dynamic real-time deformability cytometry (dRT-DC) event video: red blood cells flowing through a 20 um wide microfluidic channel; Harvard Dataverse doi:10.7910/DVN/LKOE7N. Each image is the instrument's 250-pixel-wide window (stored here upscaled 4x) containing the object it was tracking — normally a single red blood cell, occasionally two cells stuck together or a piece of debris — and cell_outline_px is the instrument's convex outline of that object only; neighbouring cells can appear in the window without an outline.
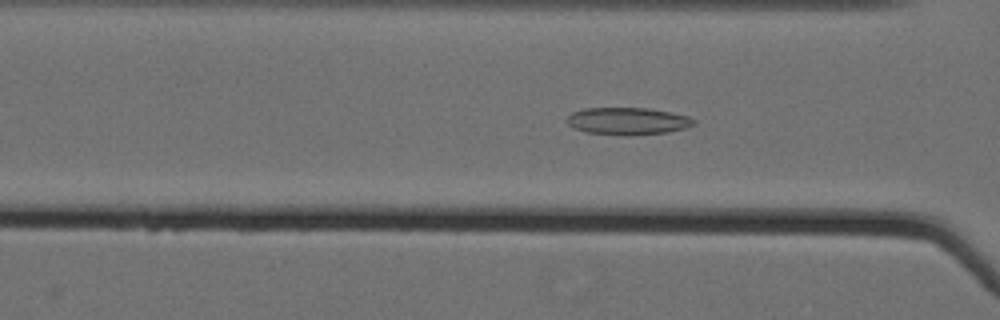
{"species": "Egyptian fruit bat (a non-hibernating species)", "species_latin": "Rousettus aegyptiacus", "temperature_condition": "cold", "stored_images_in_passage": 62, "camera_frame_rate_fps": 3000, "um_per_image_px": 0.085, "animal": {"sex": "female"}, "frame": {"image": 1, "passage_image": 30, "time_ms": 9.667, "image_size_px": [1000, 320], "cell_outline_px": [[696, 124], [684, 128], [668, 132], [628, 136], [624, 136], [588, 132], [572, 128], [564, 120], [572, 112], [584, 108], [648, 108], [688, 116], [696, 120]], "centroid_in_image_um": [53.32, 10.3], "position_along_channel_um": 113.3, "area_um2": 20.29}}
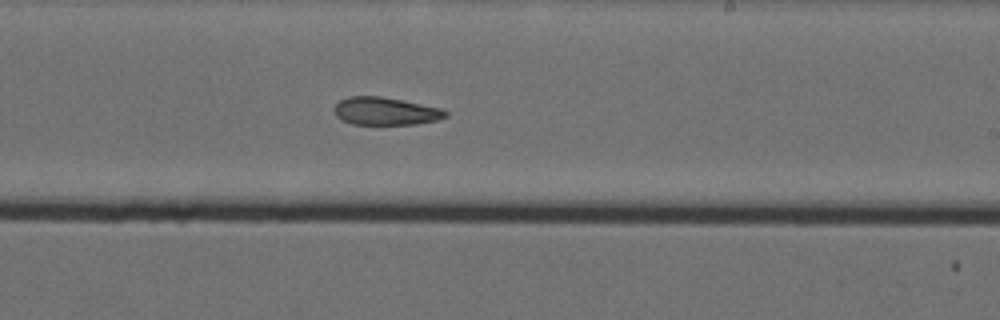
{"frame": {"image": 2, "passage_image": 42, "time_ms": 13.667, "image_size_px": [1000, 320], "cell_outline_px": [[448, 116], [436, 120], [416, 124], [352, 124], [340, 120], [336, 116], [336, 104], [340, 100], [348, 96], [380, 96], [444, 108], [448, 112]], "centroid_in_image_um": [32.8, 9.45], "position_along_channel_um": 256.2, "area_um2": 18.03}}
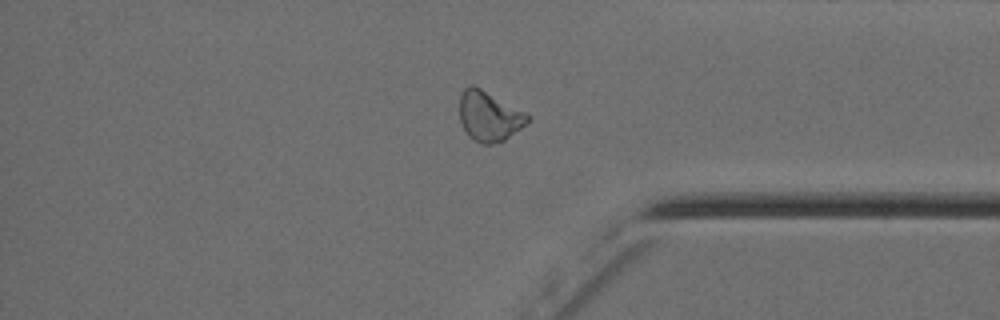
{"frame": {"image": 3, "passage_image": 54, "time_ms": 17.667, "image_size_px": [1000, 320], "cell_outline_px": [[532, 120], [504, 140], [492, 144], [480, 144], [464, 128], [460, 120], [460, 96], [464, 88], [472, 84], [480, 88], [524, 112]], "centroid_in_image_um": [41.58, 9.87], "position_along_channel_um": 393.6, "area_um2": 19.31}, "authors_computed_cell_mechanics": {"area_um2": 20.808, "velocity_mm_per_s": 3.5702, "shape_relaxation_time_tau1_ms": null, "shape_relaxation_time_tau2_ms": 6.678, "deformation_change_tau1": null, "deformation_change_tau2": 0.1383}}